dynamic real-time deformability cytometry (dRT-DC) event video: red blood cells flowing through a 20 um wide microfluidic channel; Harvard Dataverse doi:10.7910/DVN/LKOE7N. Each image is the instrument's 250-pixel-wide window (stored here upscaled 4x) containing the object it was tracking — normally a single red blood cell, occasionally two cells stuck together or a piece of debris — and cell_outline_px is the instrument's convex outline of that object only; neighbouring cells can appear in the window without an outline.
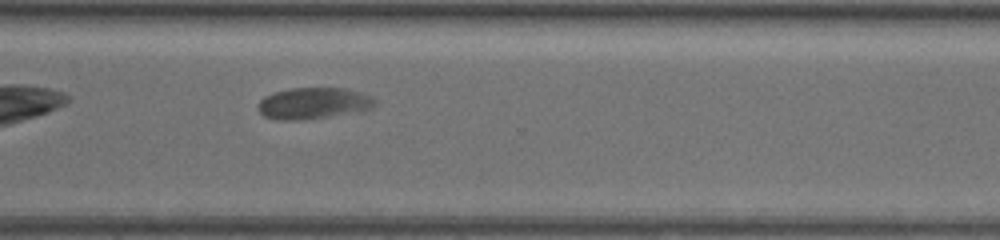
{"species": "common noctule bat (a hibernating species)", "species_latin": "Nyctalus noctula", "temperature_condition": "warm", "stored_images_in_passage": 40, "camera_frame_rate_fps": 3000, "um_per_image_px": 0.085, "animal": {"sex": "female", "body_mass_g": 19.5, "forearm_length_mm": 54.1}, "frame": {"image": 1, "passage_image": 29, "time_ms": 9.333, "image_size_px": [1000, 240], "cell_outline_px": [[376, 104], [372, 108], [328, 116], [304, 120], [280, 120], [264, 116], [260, 112], [260, 100], [264, 96], [276, 92], [292, 88], [344, 88], [360, 92], [376, 100]], "centroid_in_image_um": [26.63, 8.77], "position_along_channel_um": 344.0, "area_um2": 20.92}}